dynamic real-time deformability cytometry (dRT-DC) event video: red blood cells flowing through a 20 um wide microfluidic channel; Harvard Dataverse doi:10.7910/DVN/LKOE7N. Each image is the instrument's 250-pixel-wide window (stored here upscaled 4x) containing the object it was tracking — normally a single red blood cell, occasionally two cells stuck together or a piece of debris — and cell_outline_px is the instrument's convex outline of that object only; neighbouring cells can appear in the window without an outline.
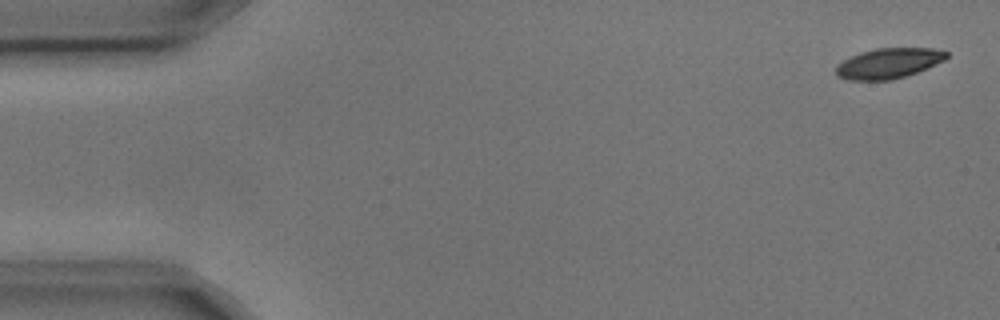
{"species": "common noctule bat (a hibernating species)", "species_latin": "Nyctalus noctula", "temperature_condition": "cold", "stored_images_in_passage": 5, "camera_frame_rate_fps": 3000, "um_per_image_px": 0.085, "animal": {"sex": "male", "body_mass_g": 17.9, "forearm_length_mm": 54.2}, "frame": {"image": 1, "passage_image": 1, "time_ms": 0.0, "image_size_px": [1000, 320], "cell_outline_px": [[948, 56], [944, 60], [916, 72], [904, 76], [888, 80], [848, 80], [836, 76], [836, 64], [860, 52], [876, 48], [932, 48], [948, 52]], "centroid_in_image_um": [75.49, 5.37], "position_along_channel_um": 9.5, "area_um2": 19.31}}
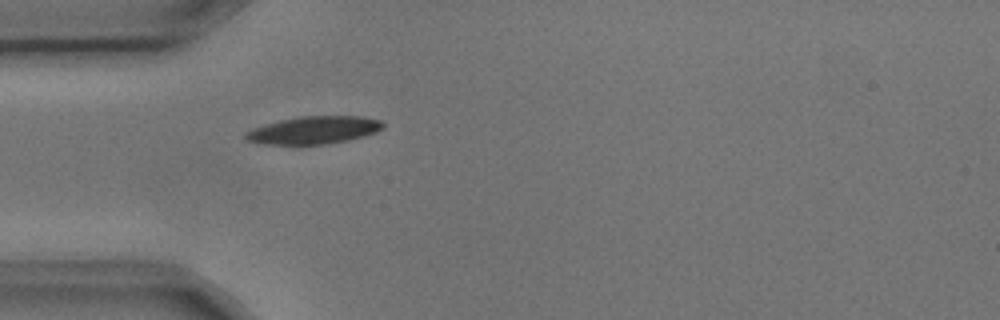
{"frame": {"image": 2, "passage_image": 5, "time_ms": 1.333, "image_size_px": [1000, 320], "cell_outline_px": [[384, 128], [376, 132], [364, 136], [348, 140], [324, 144], [260, 144], [244, 140], [244, 132], [252, 128], [264, 124], [280, 120], [300, 116], [360, 116], [380, 120], [384, 124]], "centroid_in_image_um": [26.63, 11.06], "position_along_channel_um": 58.4, "area_um2": 22.25}}